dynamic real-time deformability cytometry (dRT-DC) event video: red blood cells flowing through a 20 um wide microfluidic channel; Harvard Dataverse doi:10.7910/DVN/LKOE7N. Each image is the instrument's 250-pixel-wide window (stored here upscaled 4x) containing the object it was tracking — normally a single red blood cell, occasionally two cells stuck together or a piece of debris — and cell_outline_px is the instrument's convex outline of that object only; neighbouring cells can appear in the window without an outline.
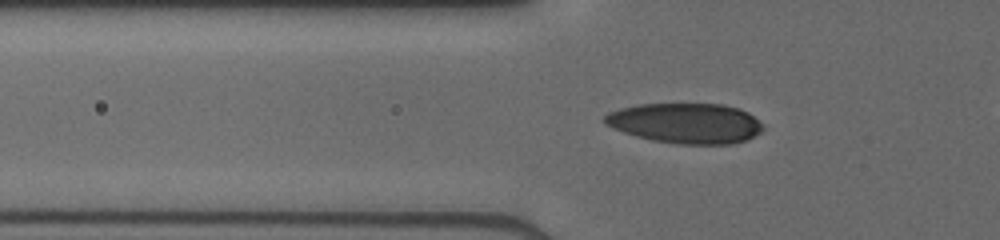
{"species": "human", "species_latin": "Homo sapiens", "temperature_condition": "cold", "stored_images_in_passage": 48, "camera_frame_rate_fps": 3000, "um_per_image_px": 0.085, "donor": {"sex": "male"}, "frame": {"image": 1, "passage_image": 19, "time_ms": 6.0, "image_size_px": [1000, 240], "cell_outline_px": [[764, 128], [760, 132], [748, 140], [732, 144], [676, 144], [652, 140], [636, 136], [612, 128], [604, 124], [604, 116], [608, 112], [620, 108], [640, 104], [724, 104], [740, 108], [748, 112], [764, 124]], "centroid_in_image_um": [58.31, 10.47], "position_along_channel_um": 67.5, "area_um2": 37.45}}
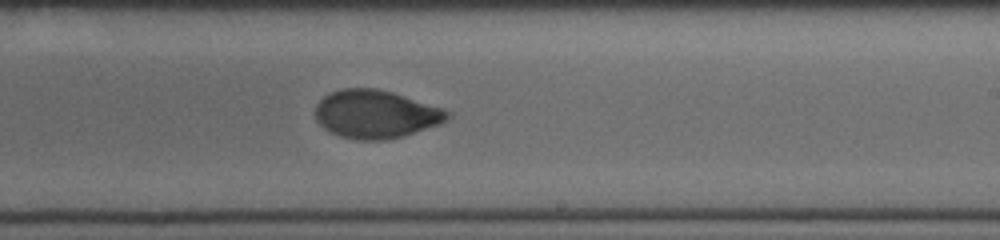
{"frame": {"image": 2, "passage_image": 33, "time_ms": 10.667, "image_size_px": [1000, 240], "cell_outline_px": [[452, 112], [448, 120], [440, 124], [404, 136], [384, 140], [356, 140], [340, 136], [324, 128], [316, 120], [316, 104], [328, 92], [340, 88], [376, 88], [392, 92]], "centroid_in_image_um": [31.92, 9.7], "position_along_channel_um": 257.1, "area_um2": 37.05}}
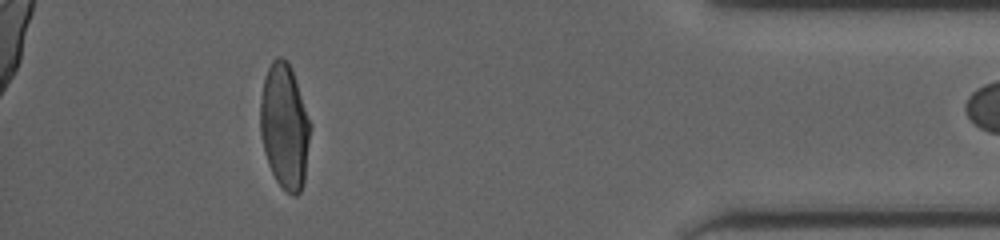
{"frame": {"image": 3, "passage_image": 47, "time_ms": 15.333, "image_size_px": [1000, 240], "cell_outline_px": [[312, 128], [304, 184], [300, 192], [296, 196], [292, 196], [276, 180], [268, 164], [264, 152], [260, 132], [260, 104], [264, 76], [272, 60], [280, 56], [288, 60], [312, 124]], "centroid_in_image_um": [24.21, 10.75], "position_along_channel_um": 411.0, "area_um2": 36.88}}